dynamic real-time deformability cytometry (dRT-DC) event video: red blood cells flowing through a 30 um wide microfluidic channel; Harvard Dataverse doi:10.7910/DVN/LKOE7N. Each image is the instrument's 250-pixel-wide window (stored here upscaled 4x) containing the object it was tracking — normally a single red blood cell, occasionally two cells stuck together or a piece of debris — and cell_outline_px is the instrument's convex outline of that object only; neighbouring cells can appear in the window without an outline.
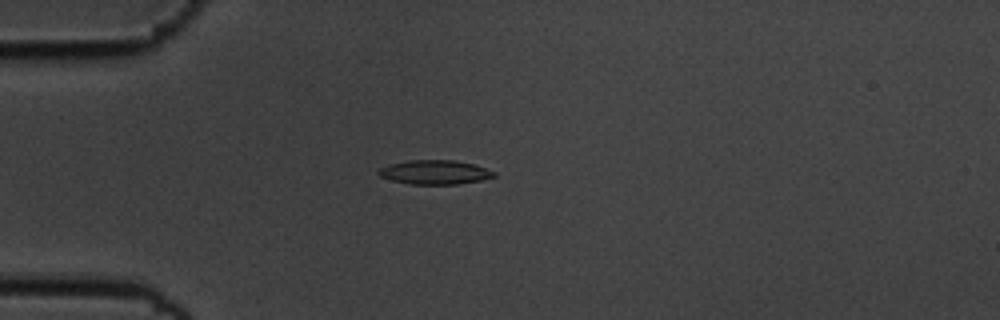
{"species": "common noctule bat (a hibernating species)", "species_latin": "Nyctalus noctula", "temperature_condition": "cold", "stored_images_in_passage": 44, "camera_frame_rate_fps": 3000, "um_per_image_px": 0.085, "animal": {"sex": "male", "body_mass_g": 19.5, "forearm_length_mm": 54.6}, "frame": {"image": 1, "passage_image": 3, "time_ms": 0.667, "image_size_px": [1000, 320], "cell_outline_px": [[496, 176], [480, 180], [456, 184], [408, 184], [392, 180], [380, 176], [376, 172], [380, 168], [388, 164], [408, 160], [456, 160], [476, 164], [496, 172]], "centroid_in_image_um": [36.96, 14.63], "position_along_channel_um": 48.0, "area_um2": 16.36}}
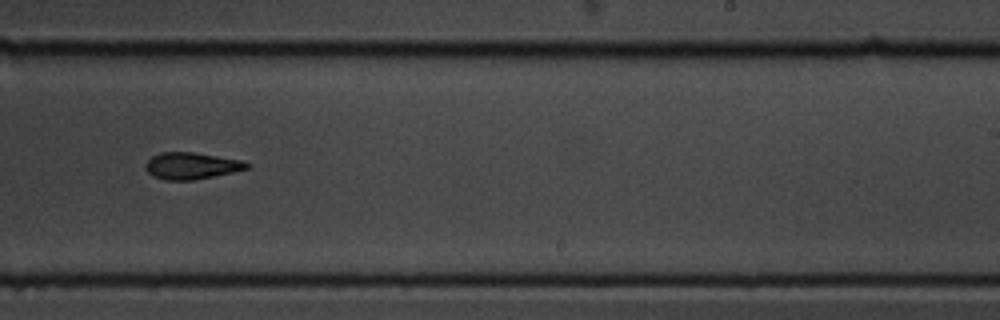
{"frame": {"image": 2, "passage_image": 23, "time_ms": 7.333, "image_size_px": [1000, 320], "cell_outline_px": [[252, 164], [248, 168], [232, 172], [192, 180], [164, 180], [152, 176], [148, 172], [144, 164], [152, 156], [160, 152], [192, 152], [244, 160]], "centroid_in_image_um": [16.27, 14.08], "position_along_channel_um": 272.7, "area_um2": 15.78}}
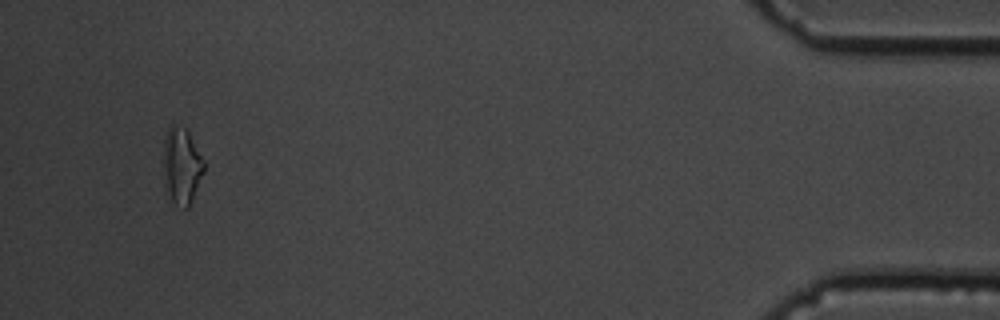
{"frame": {"image": 3, "passage_image": 41, "time_ms": 13.333, "image_size_px": [1000, 320], "cell_outline_px": [[204, 172], [188, 208], [184, 208], [176, 204], [172, 200], [164, 188], [164, 132], [168, 124], [176, 124], [184, 128], [188, 132], [204, 160]], "centroid_in_image_um": [15.42, 14.06], "position_along_channel_um": 419.8, "area_um2": 18.15}, "authors_computed_cell_mechanics": {"area_um2": 16.0106, "velocity_mm_per_s": 3.619, "shape_relaxation_time_tau1_ms": 3.7374, "shape_relaxation_time_tau2_ms": 8.1212, "deformation_change_tau1": 0.1542, "deformation_change_tau2": 0.1871}}